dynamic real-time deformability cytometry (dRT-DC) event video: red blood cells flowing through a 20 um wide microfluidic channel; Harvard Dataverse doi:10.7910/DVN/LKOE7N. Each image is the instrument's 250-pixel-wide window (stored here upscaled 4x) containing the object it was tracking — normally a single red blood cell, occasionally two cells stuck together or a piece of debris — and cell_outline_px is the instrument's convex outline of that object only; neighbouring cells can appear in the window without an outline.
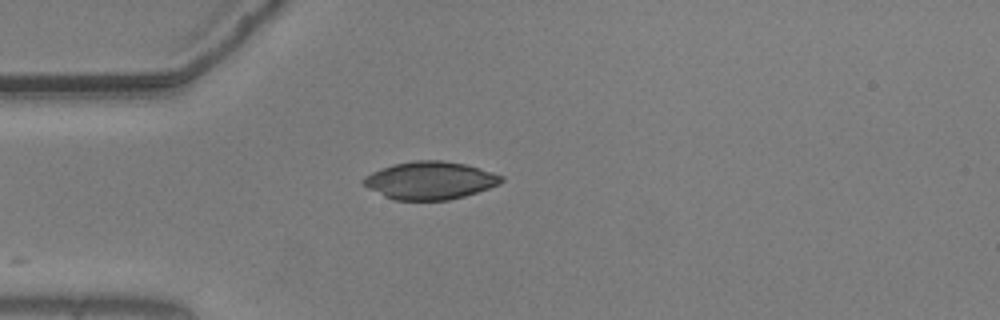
{"species": "common noctule bat (a hibernating species)", "species_latin": "Nyctalus noctula", "temperature_condition": "warm", "stored_images_in_passage": 6, "camera_frame_rate_fps": 3000, "um_per_image_px": 0.085, "animal": {"sex": "male", "body_mass_g": 20.5, "forearm_length_mm": 52.5}, "frame": {"image": 1, "passage_image": 1, "time_ms": 0.0, "image_size_px": [1000, 320], "cell_outline_px": [[504, 180], [500, 184], [464, 196], [448, 200], [392, 200], [368, 188], [360, 180], [364, 176], [372, 172], [392, 164], [412, 160], [444, 160], [464, 164], [480, 168], [504, 176]], "centroid_in_image_um": [36.54, 15.33], "position_along_channel_um": 48.5, "area_um2": 30.46}}